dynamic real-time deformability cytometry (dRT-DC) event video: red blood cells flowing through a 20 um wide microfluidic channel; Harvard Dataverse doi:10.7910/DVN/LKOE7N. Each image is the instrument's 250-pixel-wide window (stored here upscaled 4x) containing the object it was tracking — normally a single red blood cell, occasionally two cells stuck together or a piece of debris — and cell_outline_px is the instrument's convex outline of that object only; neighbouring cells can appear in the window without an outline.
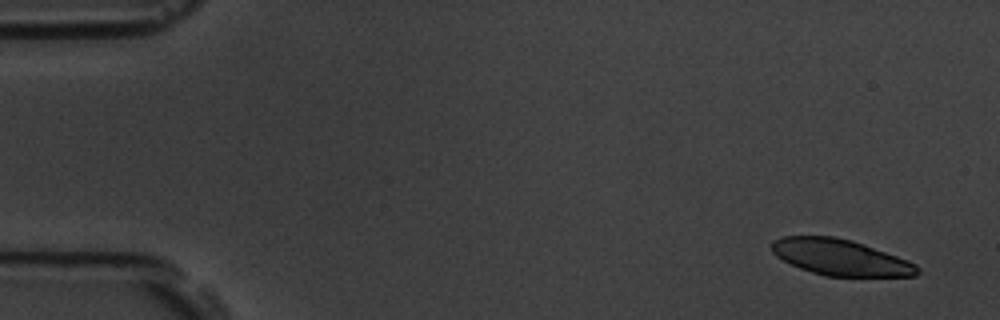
{"species": "common noctule bat (a hibernating species)", "species_latin": "Nyctalus noctula", "temperature_condition": "room temperature", "stored_images_in_passage": 6, "camera_frame_rate_fps": 3000, "um_per_image_px": 0.085, "animal": {"sex": "male", "body_mass_g": 19.5, "forearm_length_mm": 54.6}, "frame": {"image": 1, "passage_image": 1, "time_ms": 0.0, "image_size_px": [1000, 320], "cell_outline_px": [[920, 272], [916, 276], [824, 276], [800, 268], [776, 256], [772, 252], [772, 240], [784, 236], [836, 236], [852, 240], [864, 244], [908, 260], [916, 264], [920, 268]], "centroid_in_image_um": [71.45, 21.87], "position_along_channel_um": 13.6, "area_um2": 30.58}}